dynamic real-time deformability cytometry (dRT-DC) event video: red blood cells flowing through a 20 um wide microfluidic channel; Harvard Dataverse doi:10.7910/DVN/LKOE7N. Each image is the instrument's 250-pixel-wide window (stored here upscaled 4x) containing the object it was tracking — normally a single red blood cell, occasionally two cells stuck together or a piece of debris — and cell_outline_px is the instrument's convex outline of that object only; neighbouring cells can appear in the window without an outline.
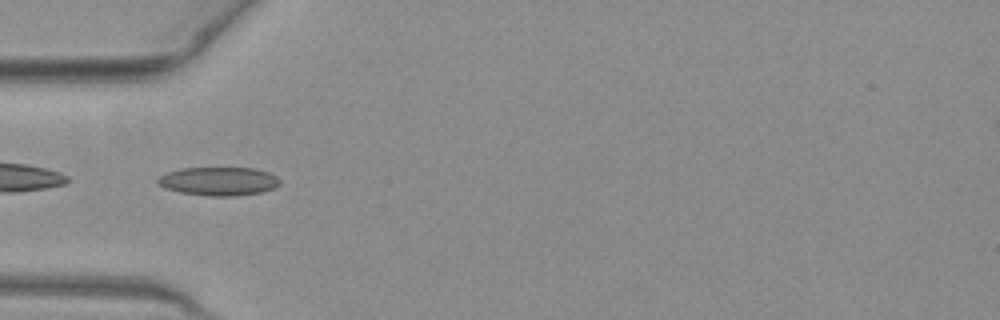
{"species": "common noctule bat (a hibernating species)", "species_latin": "Nyctalus noctula", "temperature_condition": "warm", "stored_images_in_passage": 36, "camera_frame_rate_fps": 3000, "um_per_image_px": 0.085, "animal": {"sex": "female", "body_mass_g": 19.3, "forearm_length_mm": 54.1}, "frame": {"image": 1, "passage_image": 1, "time_ms": 0.0, "image_size_px": [1000, 320], "cell_outline_px": [[280, 184], [276, 188], [260, 192], [232, 196], [212, 196], [180, 192], [164, 188], [156, 184], [156, 180], [160, 176], [168, 172], [180, 168], [256, 168], [268, 172], [276, 176], [280, 180]], "centroid_in_image_um": [18.58, 15.4], "position_along_channel_um": 66.4, "area_um2": 20.35}}
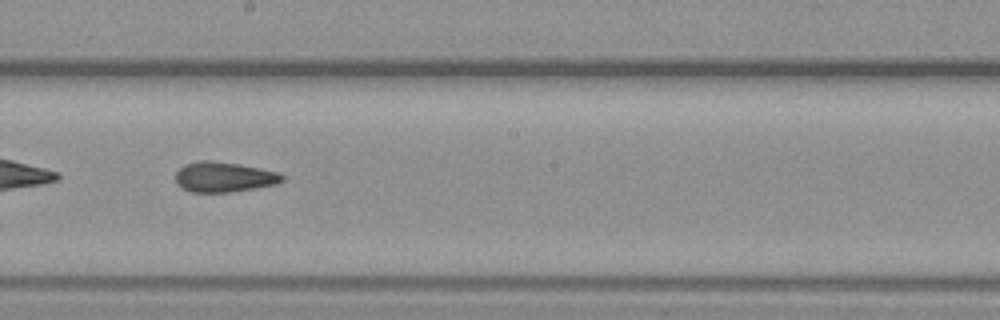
{"frame": {"image": 2, "passage_image": 13, "time_ms": 4.0, "image_size_px": [1000, 320], "cell_outline_px": [[284, 180], [276, 184], [256, 188], [228, 192], [192, 192], [176, 184], [176, 172], [184, 164], [200, 160], [212, 160], [236, 164], [280, 172], [284, 176]], "centroid_in_image_um": [19.03, 15.04], "position_along_channel_um": 229.2, "area_um2": 18.67}}
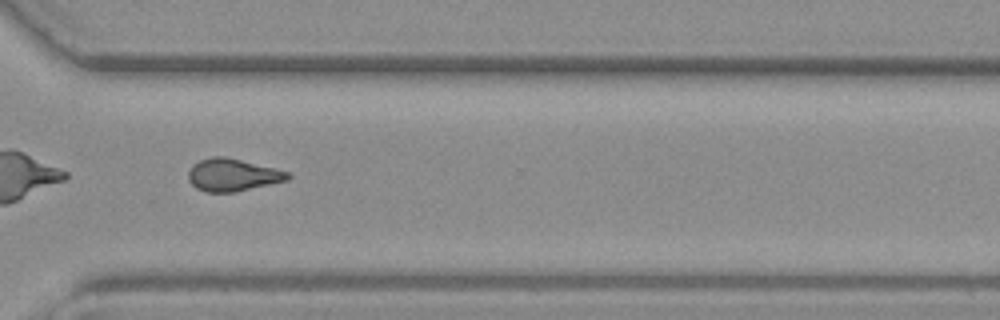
{"frame": {"image": 3, "passage_image": 22, "time_ms": 7.0, "image_size_px": [1000, 320], "cell_outline_px": [[292, 176], [288, 180], [236, 192], [208, 192], [196, 188], [188, 180], [188, 172], [192, 164], [200, 160], [212, 156], [224, 156], [288, 172]], "centroid_in_image_um": [19.74, 14.87], "position_along_channel_um": 350.9, "area_um2": 18.67}, "authors_computed_cell_mechanics": {"area_um2": 18.5538, "velocity_mm_per_s": 4.0623, "shape_relaxation_time_tau1_ms": null, "shape_relaxation_time_tau2_ms": 2.6265, "deformation_change_tau1": null, "deformation_change_tau2": 0.0992}}